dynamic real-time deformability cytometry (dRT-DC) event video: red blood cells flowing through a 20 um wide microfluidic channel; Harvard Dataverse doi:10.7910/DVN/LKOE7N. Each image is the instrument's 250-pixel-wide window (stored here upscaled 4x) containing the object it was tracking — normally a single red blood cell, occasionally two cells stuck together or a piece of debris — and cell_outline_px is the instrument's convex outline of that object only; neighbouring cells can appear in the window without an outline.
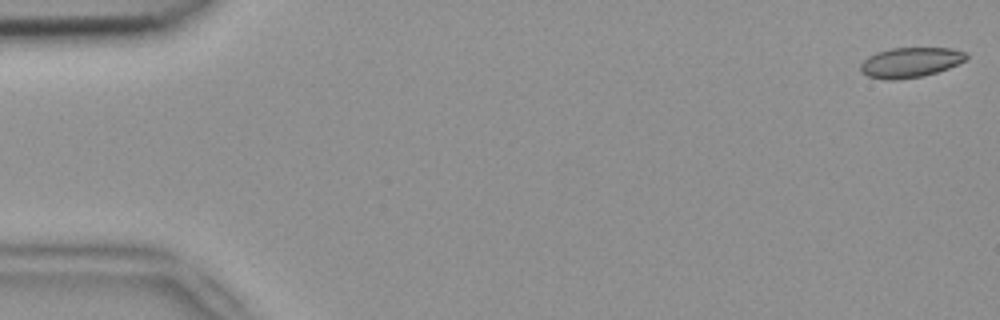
{"species": "common noctule bat (a hibernating species)", "species_latin": "Nyctalus noctula", "temperature_condition": "room temperature", "stored_images_in_passage": 5, "camera_frame_rate_fps": 3000, "um_per_image_px": 0.085, "animal": {"sex": "female", "body_mass_g": 18.4}, "frame": {"image": 1, "passage_image": 1, "time_ms": 0.0, "image_size_px": [1000, 320], "cell_outline_px": [[968, 60], [948, 68], [924, 76], [892, 80], [888, 80], [868, 76], [860, 72], [860, 64], [868, 56], [876, 52], [892, 48], [952, 48], [968, 52]], "centroid_in_image_um": [77.41, 5.3], "position_along_channel_um": 7.6, "area_um2": 18.67}}
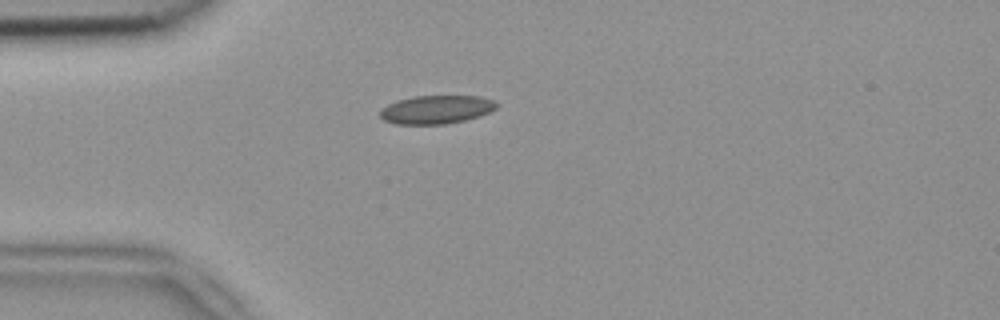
{"frame": {"image": 2, "passage_image": 5, "time_ms": 1.333, "image_size_px": [1000, 320], "cell_outline_px": [[496, 108], [480, 116], [464, 120], [444, 124], [396, 124], [384, 120], [380, 116], [380, 108], [396, 100], [412, 96], [480, 96], [496, 100]], "centroid_in_image_um": [37.06, 9.3], "position_along_channel_um": 47.9, "area_um2": 19.36}}